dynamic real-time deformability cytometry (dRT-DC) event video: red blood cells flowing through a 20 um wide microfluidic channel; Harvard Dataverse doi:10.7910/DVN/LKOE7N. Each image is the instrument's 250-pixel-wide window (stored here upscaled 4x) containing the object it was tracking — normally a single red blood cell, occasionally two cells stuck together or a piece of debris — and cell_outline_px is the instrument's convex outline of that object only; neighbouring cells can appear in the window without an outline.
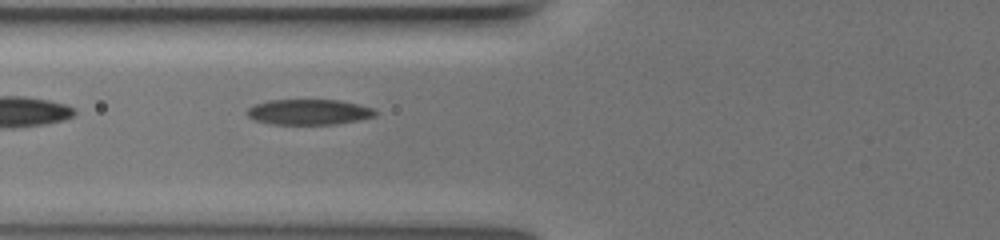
{"species": "common noctule bat (a hibernating species)", "species_latin": "Nyctalus noctula", "temperature_condition": "warm", "stored_images_in_passage": 12, "segment_of_instrument_passage": [2, 2], "camera_frame_rate_fps": 3000, "um_per_image_px": 0.085, "animal": {"sex": "female", "body_mass_g": 19.5, "forearm_length_mm": 54.1}, "frame": {"image": 1, "passage_image": 11, "time_ms": 9.667, "image_size_px": [1000, 240], "cell_outline_px": [[376, 116], [360, 120], [336, 124], [272, 124], [252, 120], [244, 112], [248, 108], [256, 104], [268, 100], [340, 100], [372, 108], [376, 112]], "centroid_in_image_um": [26.22, 9.52], "position_along_channel_um": 99.6, "area_um2": 19.07}}